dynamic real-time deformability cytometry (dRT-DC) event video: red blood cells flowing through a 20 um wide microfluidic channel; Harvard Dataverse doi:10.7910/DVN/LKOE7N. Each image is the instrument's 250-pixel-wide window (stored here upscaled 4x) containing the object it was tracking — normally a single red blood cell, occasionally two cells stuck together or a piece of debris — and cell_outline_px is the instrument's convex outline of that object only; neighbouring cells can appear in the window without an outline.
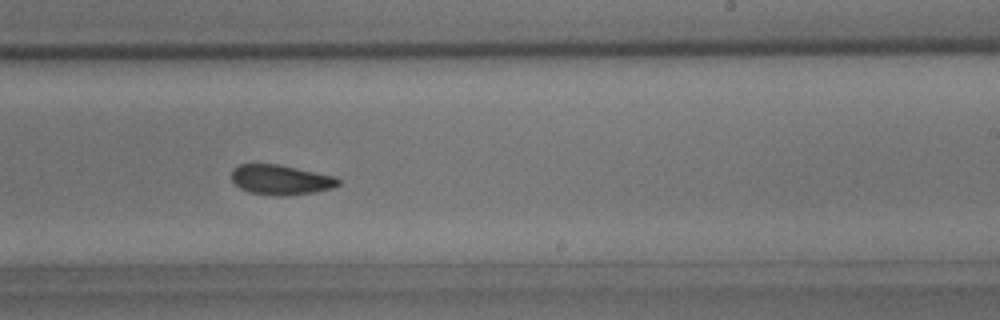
{"species": "common noctule bat (a hibernating species)", "species_latin": "Nyctalus noctula", "temperature_condition": "room temperature", "stored_images_in_passage": 46, "camera_frame_rate_fps": 3000, "um_per_image_px": 0.085, "animal": {"sex": "male", "body_mass_g": 15.6}, "frame": {"image": 1, "passage_image": 27, "time_ms": 8.667, "image_size_px": [1000, 320], "cell_outline_px": [[340, 184], [332, 188], [312, 192], [288, 196], [272, 196], [248, 192], [240, 188], [232, 180], [232, 168], [240, 164], [276, 164], [336, 176], [340, 180]], "centroid_in_image_um": [23.85, 15.29], "position_along_channel_um": 265.1, "area_um2": 18.67}}
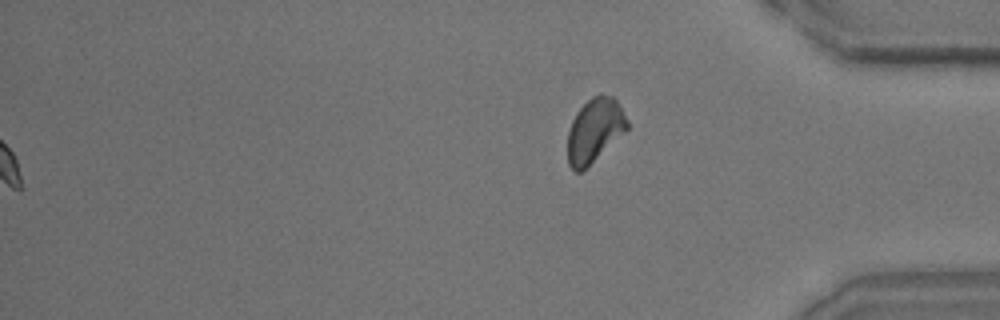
{"frame": {"image": 2, "passage_image": 46, "time_ms": 15.0, "image_size_px": [1000, 320], "cell_outline_px": [[628, 128], [624, 132], [580, 172], [576, 172], [568, 164], [568, 132], [572, 120], [576, 112], [592, 96], [600, 92], [612, 96], [616, 100], [628, 120]], "centroid_in_image_um": [50.53, 11.03], "position_along_channel_um": 384.7, "area_um2": 21.79}}